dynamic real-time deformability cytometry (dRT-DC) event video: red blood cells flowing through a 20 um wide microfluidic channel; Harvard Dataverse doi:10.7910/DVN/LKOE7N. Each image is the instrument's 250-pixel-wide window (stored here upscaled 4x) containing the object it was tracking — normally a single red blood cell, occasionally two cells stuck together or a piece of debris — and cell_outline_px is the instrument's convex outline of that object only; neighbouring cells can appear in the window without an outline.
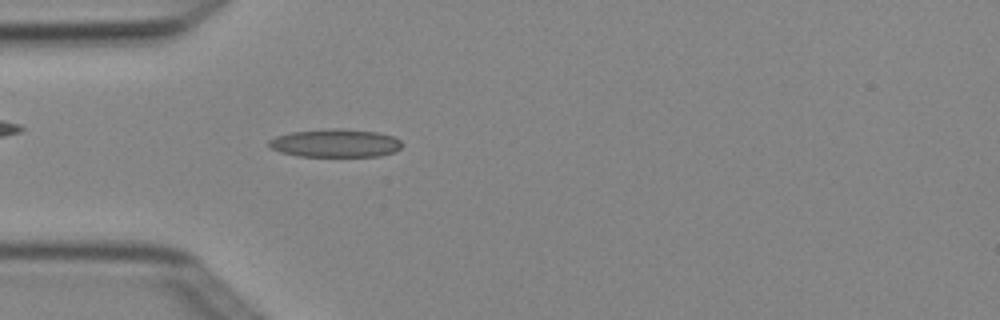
{"species": "Egyptian fruit bat (a non-hibernating species)", "species_latin": "Rousettus aegyptiacus", "temperature_condition": "cold", "stored_images_in_passage": 4, "camera_frame_rate_fps": 3000, "um_per_image_px": 0.085, "animal": {"sex": "female"}, "frame": {"image": 1, "passage_image": 4, "time_ms": 1.0, "image_size_px": [1000, 320], "cell_outline_px": [[400, 148], [396, 152], [380, 156], [296, 156], [280, 152], [272, 148], [268, 144], [268, 140], [276, 136], [292, 132], [376, 132], [392, 136], [400, 140]], "centroid_in_image_um": [28.5, 12.24], "position_along_channel_um": 56.5, "area_um2": 20.46}}